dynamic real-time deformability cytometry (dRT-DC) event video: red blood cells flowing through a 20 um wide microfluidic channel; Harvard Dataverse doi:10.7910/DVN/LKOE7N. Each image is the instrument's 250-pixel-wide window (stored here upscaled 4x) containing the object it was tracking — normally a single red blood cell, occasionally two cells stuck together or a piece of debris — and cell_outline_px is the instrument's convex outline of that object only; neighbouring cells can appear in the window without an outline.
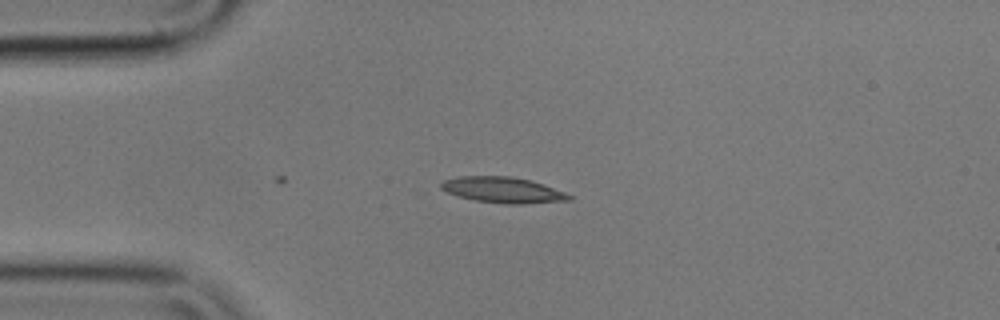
{"species": "common noctule bat (a hibernating species)", "species_latin": "Nyctalus noctula", "temperature_condition": "cold", "stored_images_in_passage": 12, "camera_frame_rate_fps": 3000, "um_per_image_px": 0.085, "animal": {"sex": "male", "body_mass_g": 17.9}, "frame": {"image": 1, "passage_image": 1, "time_ms": 0.0, "image_size_px": [1000, 320], "cell_outline_px": [[572, 200], [524, 204], [504, 204], [476, 200], [460, 196], [448, 192], [440, 188], [440, 184], [444, 180], [460, 176], [512, 176], [544, 184], [564, 192], [572, 196]], "centroid_in_image_um": [42.77, 16.15], "position_along_channel_um": 42.2, "area_um2": 19.13}}